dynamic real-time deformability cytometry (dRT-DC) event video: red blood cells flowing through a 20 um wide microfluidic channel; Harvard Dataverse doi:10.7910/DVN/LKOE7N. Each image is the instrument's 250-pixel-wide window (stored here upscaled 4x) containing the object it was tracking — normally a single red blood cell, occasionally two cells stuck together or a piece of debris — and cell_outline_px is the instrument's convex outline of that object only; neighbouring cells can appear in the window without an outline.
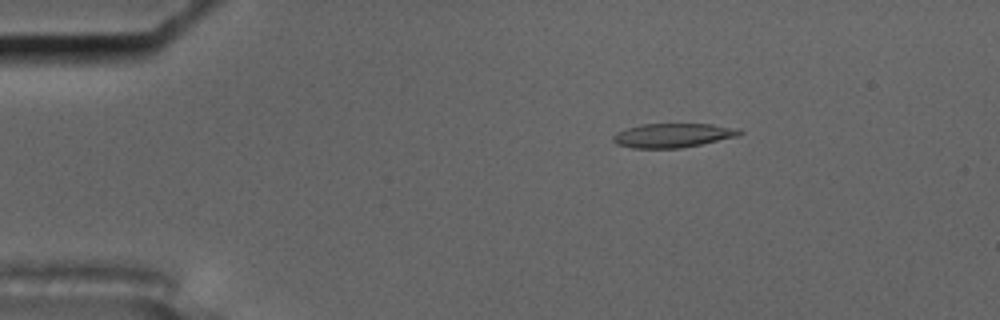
{"species": "common noctule bat (a hibernating species)", "species_latin": "Nyctalus noctula", "temperature_condition": "cold", "stored_images_in_passage": 53, "camera_frame_rate_fps": 3000, "um_per_image_px": 0.085, "animal": {"sex": "male", "body_mass_g": 17.5, "forearm_length_mm": 52.3}, "frame": {"image": 1, "passage_image": 6, "time_ms": 1.667, "image_size_px": [1000, 320], "cell_outline_px": [[744, 132], [736, 136], [700, 144], [680, 148], [632, 148], [616, 144], [612, 140], [612, 136], [616, 132], [640, 124], [712, 124], [740, 128]], "centroid_in_image_um": [57.17, 11.5], "position_along_channel_um": 27.8, "area_um2": 17.74}}
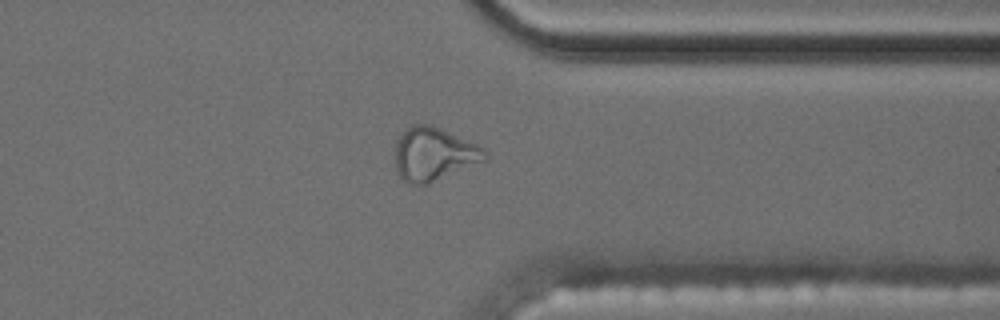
{"frame": {"image": 2, "passage_image": 41, "time_ms": 13.333, "image_size_px": [1000, 320], "cell_outline_px": [[488, 160], [428, 184], [412, 184], [400, 180], [396, 168], [396, 140], [400, 132], [408, 124], [428, 124], [440, 128], [476, 144], [484, 148], [488, 152]], "centroid_in_image_um": [36.87, 13.1], "position_along_channel_um": 374.5, "area_um2": 28.32}}
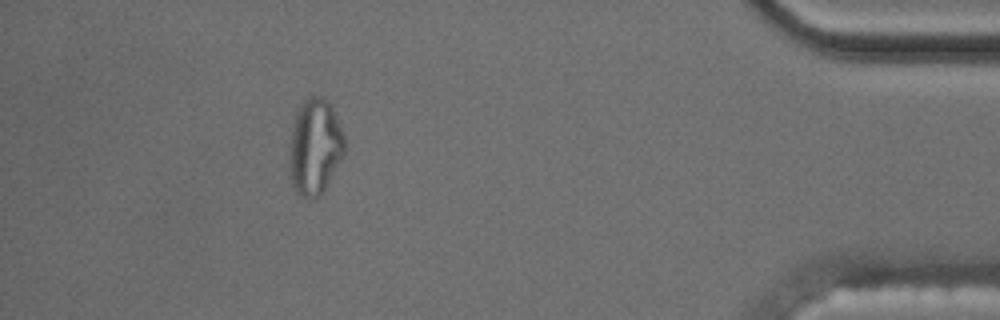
{"frame": {"image": 3, "passage_image": 48, "time_ms": 15.667, "image_size_px": [1000, 320], "cell_outline_px": [[344, 156], [324, 188], [312, 200], [296, 192], [292, 184], [288, 160], [288, 140], [296, 112], [300, 104], [308, 96], [324, 96], [332, 104], [340, 124], [344, 136]], "centroid_in_image_um": [26.74, 12.41], "position_along_channel_um": 408.5, "area_um2": 31.33}, "authors_computed_cell_mechanics": {"area_um2": 18.496, "velocity_mm_per_s": 3.5188, "shape_relaxation_time_tau1_ms": null, "shape_relaxation_time_tau2_ms": 2.7796, "deformation_change_tau1": null, "deformation_change_tau2": 0.1157}}